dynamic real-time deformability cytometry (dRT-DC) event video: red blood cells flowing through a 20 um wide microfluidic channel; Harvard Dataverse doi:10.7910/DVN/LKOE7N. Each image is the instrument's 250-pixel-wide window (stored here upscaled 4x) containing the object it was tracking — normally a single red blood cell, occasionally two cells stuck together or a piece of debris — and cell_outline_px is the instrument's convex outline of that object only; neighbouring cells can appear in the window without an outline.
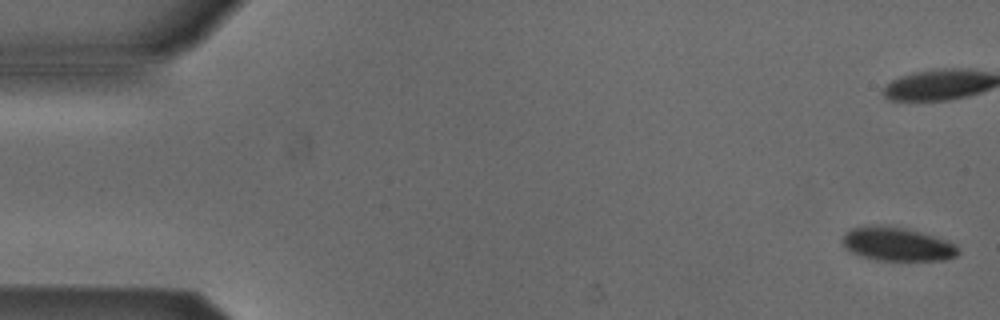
{"species": "Egyptian fruit bat (a non-hibernating species)", "species_latin": "Rousettus aegyptiacus", "temperature_condition": "cold", "stored_images_in_passage": 5, "camera_frame_rate_fps": 3000, "um_per_image_px": 0.085, "animal": {"sex": "male"}, "frame": {"image": 1, "passage_image": 1, "time_ms": 0.0, "image_size_px": [1000, 320], "cell_outline_px": [[960, 252], [956, 256], [944, 260], [876, 260], [860, 256], [852, 252], [844, 244], [844, 232], [852, 228], [872, 224], [876, 224], [904, 228], [920, 232], [948, 240], [956, 244], [960, 248]], "centroid_in_image_um": [76.3, 20.74], "position_along_channel_um": 8.7, "area_um2": 22.72}}